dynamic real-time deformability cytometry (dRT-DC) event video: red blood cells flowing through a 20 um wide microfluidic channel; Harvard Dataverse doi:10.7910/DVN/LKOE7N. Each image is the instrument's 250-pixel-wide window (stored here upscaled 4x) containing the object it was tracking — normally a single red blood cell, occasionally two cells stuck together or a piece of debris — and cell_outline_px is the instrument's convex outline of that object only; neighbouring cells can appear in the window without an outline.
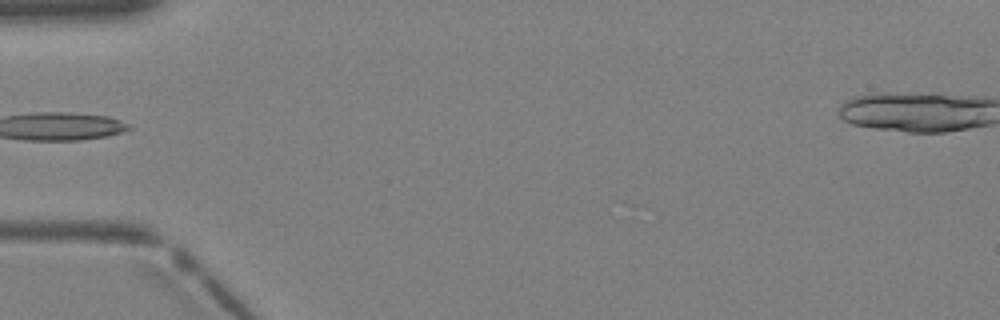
{"species": "Egyptian fruit bat (a non-hibernating species)", "species_latin": "Rousettus aegyptiacus", "temperature_condition": "warm", "stored_images_in_passage": 6, "camera_frame_rate_fps": 3000, "um_per_image_px": 0.085, "animal": {"sex": "female"}, "frame": {"image": 1, "passage_image": 4, "time_ms": 1.0, "image_size_px": [1000, 320], "cell_outline_px": [[252, 32], [232, 56], [216, 72], [192, 92], [184, 96], [168, 96], [168, 92], [176, 76], [228, 36], [248, 32]], "centroid_in_image_um": [17.55, 5.58], "position_along_channel_um": 67.5, "area_um2": 12.77}}